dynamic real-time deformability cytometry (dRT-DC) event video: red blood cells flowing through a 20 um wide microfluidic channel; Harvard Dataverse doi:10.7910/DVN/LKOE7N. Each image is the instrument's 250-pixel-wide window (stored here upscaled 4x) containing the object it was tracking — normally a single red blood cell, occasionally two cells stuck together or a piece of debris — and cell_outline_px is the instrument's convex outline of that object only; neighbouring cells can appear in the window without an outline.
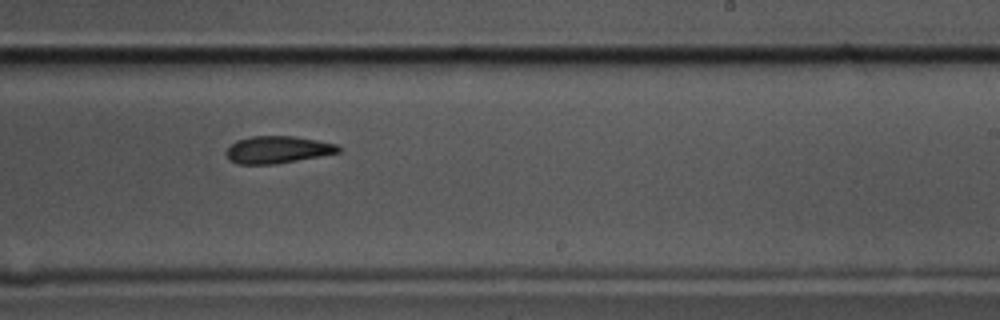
{"species": "common noctule bat (a hibernating species)", "species_latin": "Nyctalus noctula", "temperature_condition": "cold", "stored_images_in_passage": 13, "camera_frame_rate_fps": 3000, "um_per_image_px": 0.085, "animal": {"sex": "male", "body_mass_g": 17.5, "forearm_length_mm": 52.3}, "frame": {"image": 1, "passage_image": 10, "time_ms": 3.0, "image_size_px": [1000, 320], "cell_outline_px": [[344, 148], [340, 152], [320, 156], [276, 164], [236, 164], [228, 160], [224, 152], [236, 140], [252, 136], [296, 136], [336, 144]], "centroid_in_image_um": [23.58, 12.72], "position_along_channel_um": 265.4, "area_um2": 17.98}}
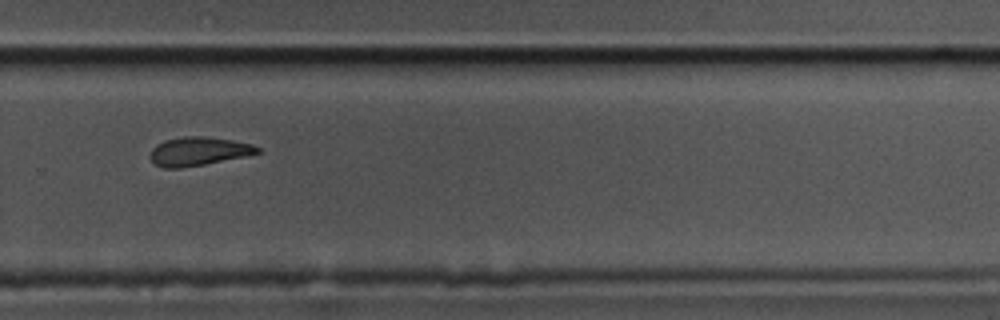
{"frame": {"image": 2, "passage_image": 11, "time_ms": 3.333, "image_size_px": [1000, 320], "cell_outline_px": [[260, 152], [244, 156], [204, 164], [180, 168], [164, 168], [156, 164], [148, 156], [152, 148], [156, 144], [164, 140], [184, 136], [204, 136], [232, 140], [252, 144], [260, 148]], "centroid_in_image_um": [16.83, 12.85], "position_along_channel_um": 313.0, "area_um2": 17.8}}
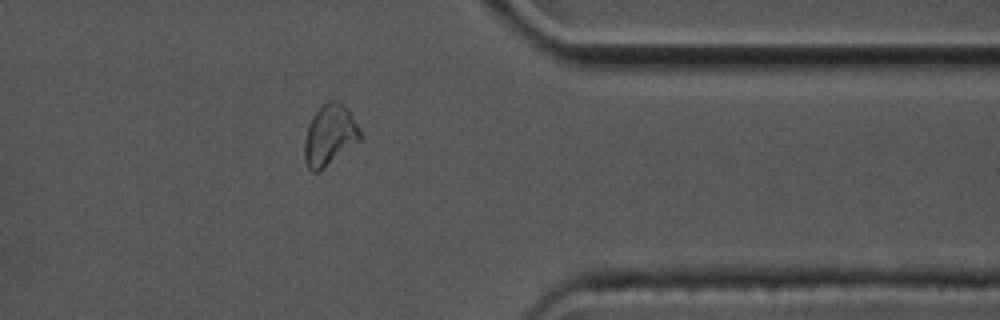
{"frame": {"image": 3, "passage_image": 13, "time_ms": 4.0, "image_size_px": [1000, 320], "cell_outline_px": [[364, 136], [360, 140], [324, 168], [316, 172], [312, 172], [308, 168], [304, 160], [304, 140], [308, 124], [312, 116], [320, 104], [328, 100], [336, 100], [344, 104], [348, 108], [360, 128]], "centroid_in_image_um": [28.02, 11.45], "position_along_channel_um": 383.4, "area_um2": 20.17}}